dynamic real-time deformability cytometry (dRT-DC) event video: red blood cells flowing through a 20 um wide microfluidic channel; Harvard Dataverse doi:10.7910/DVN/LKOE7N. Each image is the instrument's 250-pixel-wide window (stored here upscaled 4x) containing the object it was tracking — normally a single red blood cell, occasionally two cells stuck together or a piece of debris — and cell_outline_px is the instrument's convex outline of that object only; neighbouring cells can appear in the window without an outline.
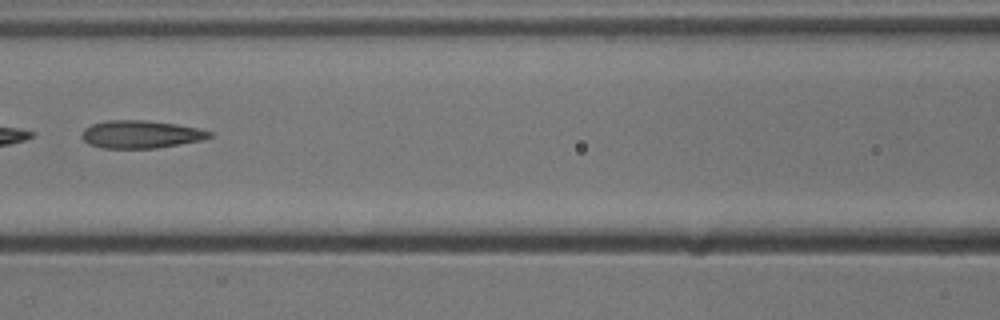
{"species": "common noctule bat (a hibernating species)", "species_latin": "Nyctalus noctula", "temperature_condition": "cold", "stored_images_in_passage": 7, "camera_frame_rate_fps": 3000, "um_per_image_px": 0.085, "animal": {"sex": "male", "body_mass_g": 13.3}, "frame": {"image": 1, "passage_image": 7, "time_ms": 2.0, "image_size_px": [1000, 320], "cell_outline_px": [[212, 136], [200, 140], [156, 148], [104, 148], [88, 144], [80, 136], [84, 128], [92, 124], [108, 120], [148, 120], [176, 124], [200, 128], [212, 132]], "centroid_in_image_um": [11.94, 11.41], "position_along_channel_um": 154.7, "area_um2": 20.63}}